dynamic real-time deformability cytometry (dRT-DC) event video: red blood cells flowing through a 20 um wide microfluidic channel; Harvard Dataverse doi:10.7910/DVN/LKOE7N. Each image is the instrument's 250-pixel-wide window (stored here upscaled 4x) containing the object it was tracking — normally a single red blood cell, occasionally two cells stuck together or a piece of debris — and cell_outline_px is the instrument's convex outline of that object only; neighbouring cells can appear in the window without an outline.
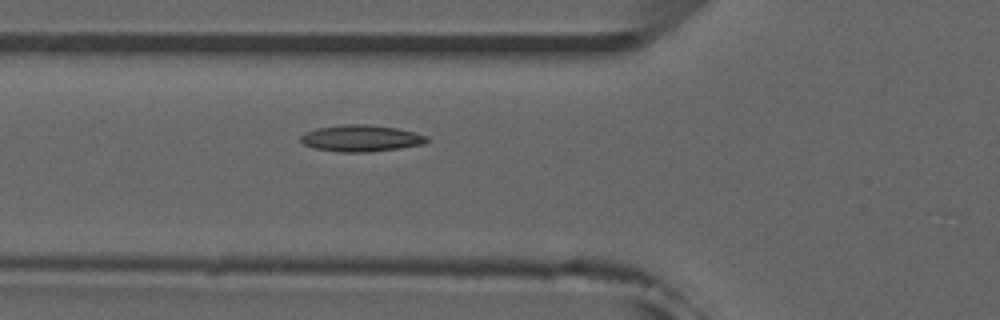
{"species": "common noctule bat (a hibernating species)", "species_latin": "Nyctalus noctula", "temperature_condition": "room temperature", "stored_images_in_passage": 43, "camera_frame_rate_fps": 3000, "um_per_image_px": 0.085, "animal": {"sex": "male", "forearm_length_mm": 52.5}, "frame": {"image": 1, "passage_image": 19, "time_ms": 6.0, "image_size_px": [1000, 320], "cell_outline_px": [[432, 140], [424, 144], [400, 148], [368, 152], [340, 152], [312, 148], [304, 144], [300, 140], [300, 136], [304, 132], [316, 128], [340, 124], [364, 124], [396, 128], [428, 136]], "centroid_in_image_um": [30.67, 11.75], "position_along_channel_um": 95.1, "area_um2": 19.71}}